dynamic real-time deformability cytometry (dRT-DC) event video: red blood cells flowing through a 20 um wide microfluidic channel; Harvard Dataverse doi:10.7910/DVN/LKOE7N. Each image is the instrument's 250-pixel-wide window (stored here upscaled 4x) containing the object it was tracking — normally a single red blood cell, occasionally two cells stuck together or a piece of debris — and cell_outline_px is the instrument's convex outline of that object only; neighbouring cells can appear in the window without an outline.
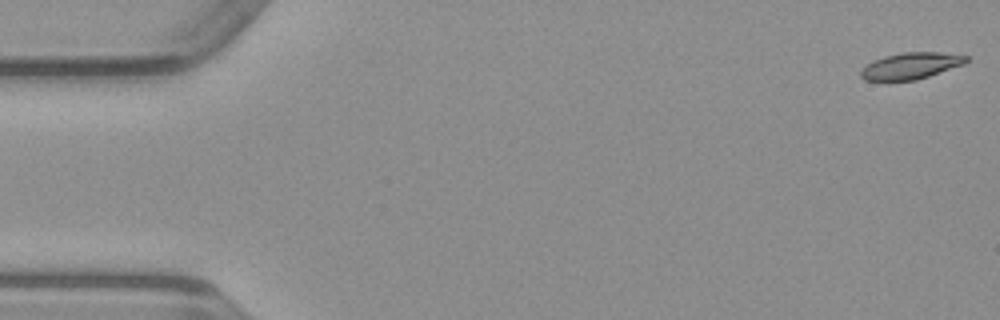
{"species": "common noctule bat (a hibernating species)", "species_latin": "Nyctalus noctula", "temperature_condition": "warm", "stored_images_in_passage": 50, "camera_frame_rate_fps": 3000, "um_per_image_px": 0.085, "animal": {"sex": "male", "body_mass_g": 23.1, "forearm_length_mm": 52.7}, "frame": {"image": 1, "passage_image": 1, "time_ms": 0.0, "image_size_px": [1000, 320], "cell_outline_px": [[968, 60], [964, 64], [916, 80], [888, 84], [864, 80], [860, 76], [860, 72], [868, 64], [884, 56], [900, 52], [940, 52], [968, 56]], "centroid_in_image_um": [77.35, 5.64], "position_along_channel_um": 7.6, "area_um2": 16.76}}
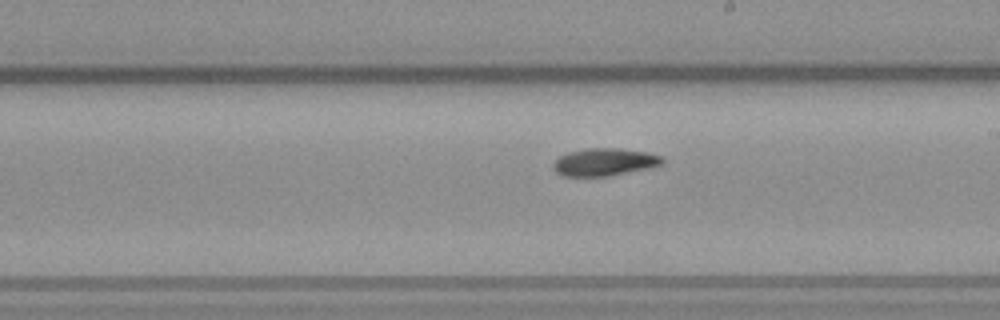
{"frame": {"image": 2, "passage_image": 28, "time_ms": 9.0, "image_size_px": [1000, 320], "cell_outline_px": [[664, 164], [652, 168], [608, 176], [564, 176], [556, 172], [552, 168], [552, 164], [560, 156], [568, 152], [584, 148], [620, 148], [644, 152], [660, 156], [664, 160]], "centroid_in_image_um": [51.38, 13.78], "position_along_channel_um": 237.6, "area_um2": 17.63}}
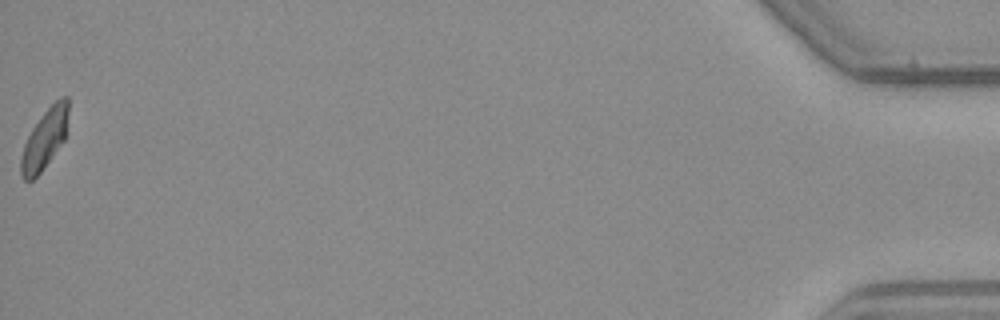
{"frame": {"image": 3, "passage_image": 50, "time_ms": 16.333, "image_size_px": [1000, 320], "cell_outline_px": [[68, 112], [64, 140], [40, 172], [32, 180], [24, 180], [20, 172], [20, 160], [24, 144], [32, 128], [44, 112], [60, 96], [68, 96]], "centroid_in_image_um": [3.78, 11.81], "position_along_channel_um": 431.4, "area_um2": 16.13}}